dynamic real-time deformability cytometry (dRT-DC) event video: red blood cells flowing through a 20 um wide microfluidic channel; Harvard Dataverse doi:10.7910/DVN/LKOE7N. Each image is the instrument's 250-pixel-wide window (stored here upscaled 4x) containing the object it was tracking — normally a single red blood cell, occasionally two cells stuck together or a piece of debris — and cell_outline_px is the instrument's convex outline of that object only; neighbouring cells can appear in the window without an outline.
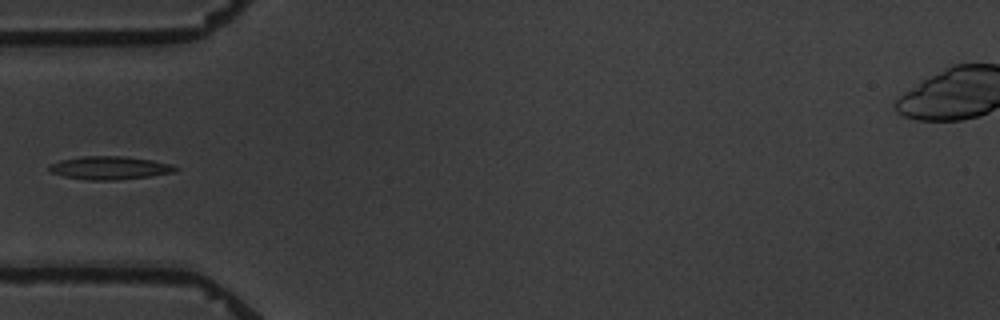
{"species": "common noctule bat (a hibernating species)", "species_latin": "Nyctalus noctula", "temperature_condition": "warm", "stored_images_in_passage": 13, "segment_of_instrument_passage": [1, 2], "camera_frame_rate_fps": 3000, "um_per_image_px": 0.085, "animal": {"sex": "male", "body_mass_g": 19.5, "forearm_length_mm": 54.6}, "frame": {"image": 1, "passage_image": 1, "time_ms": 0.0, "image_size_px": [1000, 320], "cell_outline_px": [[180, 168], [172, 172], [148, 176], [116, 180], [88, 180], [64, 176], [48, 172], [48, 164], [60, 160], [80, 156], [120, 156], [152, 160], [172, 164]], "centroid_in_image_um": [9.26, 14.26], "position_along_channel_um": 75.7, "area_um2": 17.05}}
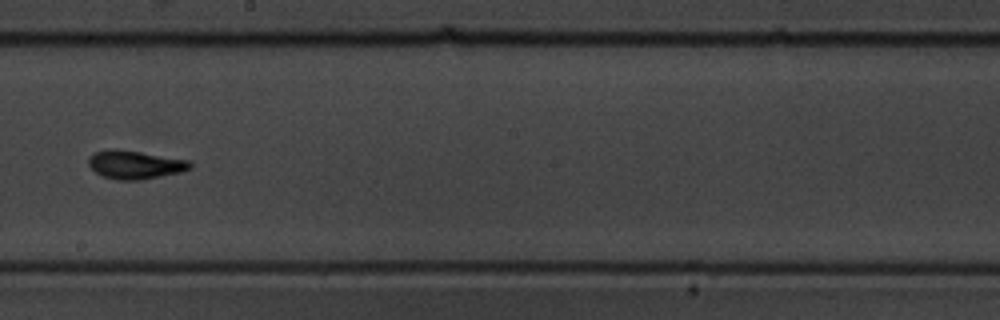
{"frame": {"image": 2, "passage_image": 5, "time_ms": 4.667, "image_size_px": [1000, 320], "cell_outline_px": [[192, 168], [180, 172], [140, 180], [116, 180], [104, 176], [96, 172], [88, 164], [88, 156], [92, 152], [108, 148], [116, 148], [188, 160], [192, 164]], "centroid_in_image_um": [11.42, 13.98], "position_along_channel_um": 236.8, "area_um2": 16.88}}
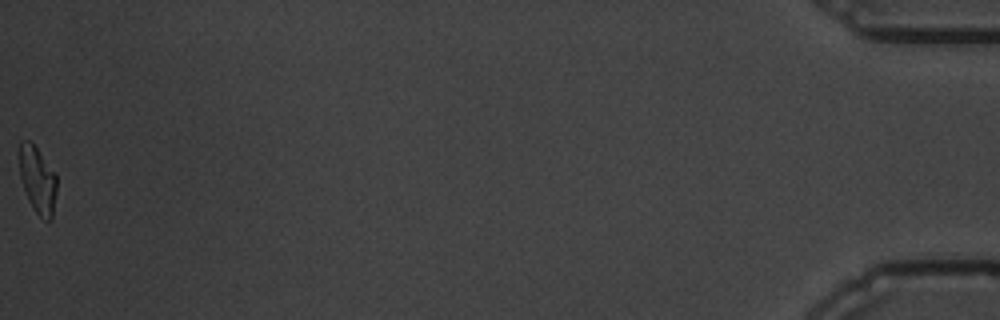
{"frame": {"image": 3, "passage_image": 12, "time_ms": 13.333, "image_size_px": [1000, 320], "cell_outline_px": [[56, 192], [52, 220], [48, 220], [40, 216], [32, 208], [28, 200], [20, 176], [20, 140], [28, 140], [36, 148], [56, 172]], "centroid_in_image_um": [3.21, 15.3], "position_along_channel_um": 432.0, "area_um2": 14.39}}